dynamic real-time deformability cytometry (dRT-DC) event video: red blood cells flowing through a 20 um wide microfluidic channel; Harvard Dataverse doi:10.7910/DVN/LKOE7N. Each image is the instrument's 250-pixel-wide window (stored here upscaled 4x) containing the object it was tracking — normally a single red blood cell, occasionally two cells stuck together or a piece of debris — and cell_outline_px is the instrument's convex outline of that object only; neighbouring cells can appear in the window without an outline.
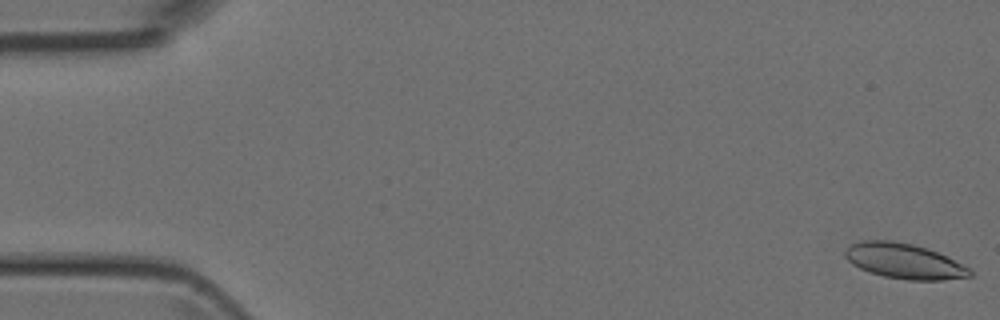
{"species": "Egyptian fruit bat (a non-hibernating species)", "species_latin": "Rousettus aegyptiacus", "temperature_condition": "room temperature", "stored_images_in_passage": 48, "camera_frame_rate_fps": 3000, "um_per_image_px": 0.085, "animal": {"sex": "female"}, "frame": {"image": 1, "passage_image": 1, "time_ms": 0.0, "image_size_px": [1000, 320], "cell_outline_px": [[972, 276], [944, 280], [908, 280], [884, 276], [860, 268], [852, 264], [844, 256], [844, 252], [848, 244], [860, 240], [892, 240], [912, 244], [928, 248], [972, 268]], "centroid_in_image_um": [76.85, 22.18], "position_along_channel_um": 8.1, "area_um2": 25.78}}
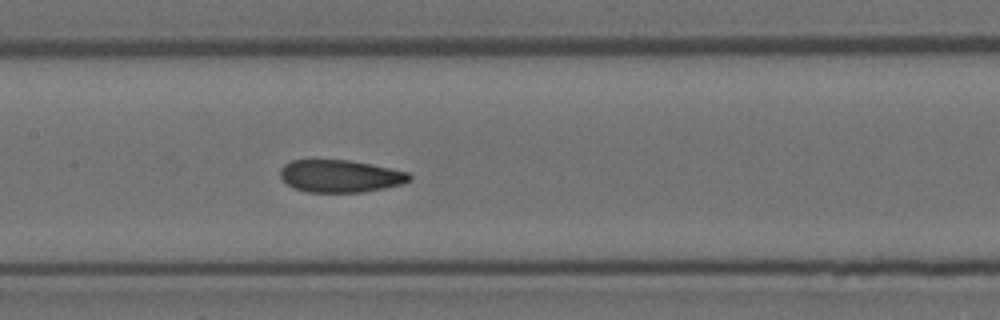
{"frame": {"image": 2, "passage_image": 23, "time_ms": 7.333, "image_size_px": [1000, 320], "cell_outline_px": [[412, 180], [404, 184], [384, 188], [360, 192], [308, 192], [292, 188], [280, 176], [280, 168], [284, 164], [292, 160], [348, 160], [372, 164], [408, 172], [412, 176]], "centroid_in_image_um": [28.94, 14.97], "position_along_channel_um": 178.5, "area_um2": 24.51}}
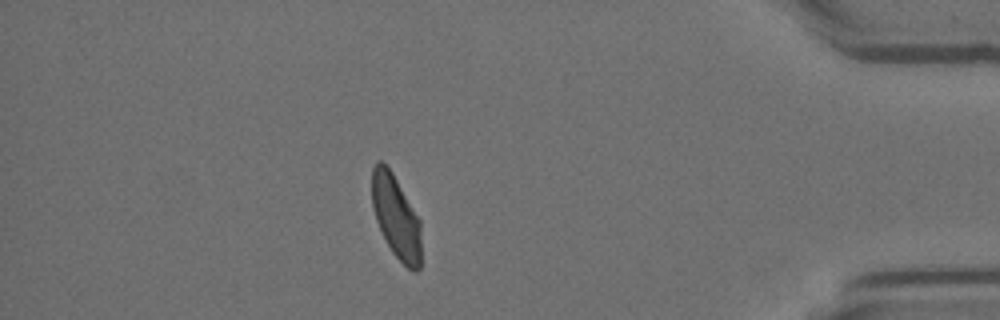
{"frame": {"image": 3, "passage_image": 42, "time_ms": 13.667, "image_size_px": [1000, 320], "cell_outline_px": [[420, 268], [416, 272], [412, 272], [392, 252], [376, 220], [372, 208], [372, 168], [376, 160], [380, 160], [392, 172], [420, 220]], "centroid_in_image_um": [33.65, 18.42], "position_along_channel_um": 401.5, "area_um2": 23.58}}